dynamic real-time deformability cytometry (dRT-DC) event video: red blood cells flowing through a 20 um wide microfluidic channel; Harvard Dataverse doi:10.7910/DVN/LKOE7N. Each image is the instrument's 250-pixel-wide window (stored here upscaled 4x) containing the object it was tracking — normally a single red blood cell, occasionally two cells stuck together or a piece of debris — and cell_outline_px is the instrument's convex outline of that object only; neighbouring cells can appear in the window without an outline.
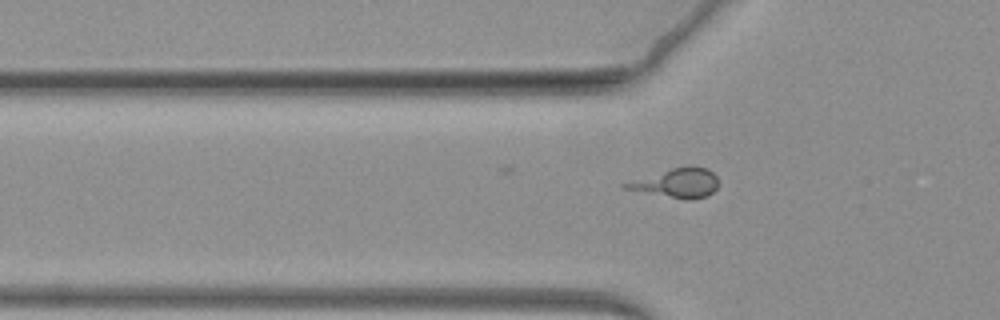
{"species": "common noctule bat (a hibernating species)", "species_latin": "Nyctalus noctula", "temperature_condition": "warm", "stored_images_in_passage": 34, "camera_frame_rate_fps": 3000, "um_per_image_px": 0.085, "animal": {"sex": "female", "body_mass_g": 19.3, "forearm_length_mm": 54.1}, "frame": {"image": 1, "passage_image": 3, "time_ms": 0.667, "image_size_px": [1000, 320], "cell_outline_px": [[716, 188], [708, 196], [692, 200], [688, 200], [624, 188], [620, 184], [672, 168], [688, 164], [692, 164], [708, 168], [716, 176]], "centroid_in_image_um": [57.58, 15.53], "position_along_channel_um": 68.2, "area_um2": 15.66}}
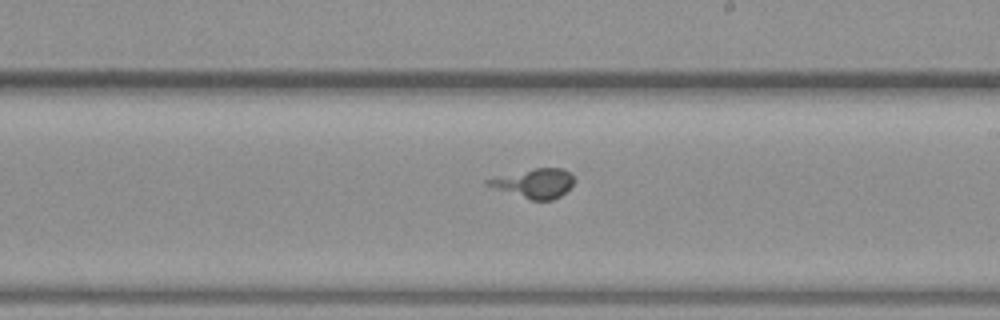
{"frame": {"image": 2, "passage_image": 20, "time_ms": 6.333, "image_size_px": [1000, 320], "cell_outline_px": [[572, 184], [560, 196], [552, 200], [532, 200], [484, 184], [484, 180], [532, 168], [564, 168], [572, 172]], "centroid_in_image_um": [45.43, 15.56], "position_along_channel_um": 243.6, "area_um2": 14.39}}
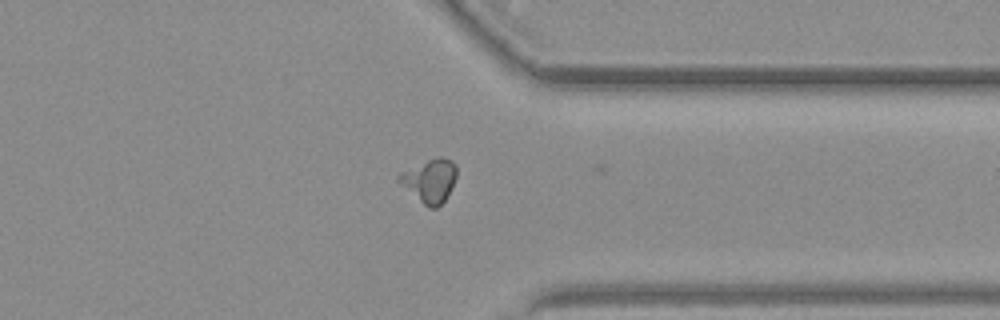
{"frame": {"image": 3, "passage_image": 33, "time_ms": 10.667, "image_size_px": [1000, 320], "cell_outline_px": [[456, 176], [444, 200], [436, 208], [428, 208], [396, 180], [396, 176], [400, 172], [436, 156], [444, 156], [452, 160], [456, 164]], "centroid_in_image_um": [36.51, 15.31], "position_along_channel_um": 374.9, "area_um2": 14.45}}